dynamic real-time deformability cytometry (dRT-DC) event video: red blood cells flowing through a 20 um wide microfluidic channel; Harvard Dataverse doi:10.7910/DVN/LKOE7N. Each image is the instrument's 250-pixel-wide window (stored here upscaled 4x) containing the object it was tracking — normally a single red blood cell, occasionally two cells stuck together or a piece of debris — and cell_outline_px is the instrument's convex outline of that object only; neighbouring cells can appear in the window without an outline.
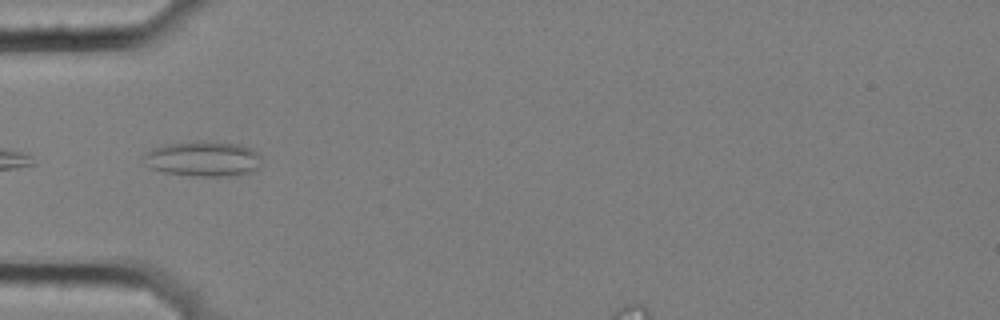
{"species": "common noctule bat (a hibernating species)", "species_latin": "Nyctalus noctula", "temperature_condition": "cold", "stored_images_in_passage": 15, "camera_frame_rate_fps": 3000, "um_per_image_px": 0.085, "animal": {"sex": "female", "body_mass_g": 25.1}, "frame": {"image": 1, "passage_image": 5, "time_ms": 1.333, "image_size_px": [1000, 320], "cell_outline_px": [[260, 164], [252, 172], [236, 176], [196, 176], [164, 172], [152, 168], [144, 164], [144, 156], [152, 148], [164, 144], [240, 144], [252, 148], [260, 156]], "centroid_in_image_um": [17.29, 13.55], "position_along_channel_um": 67.7, "area_um2": 23.29}}
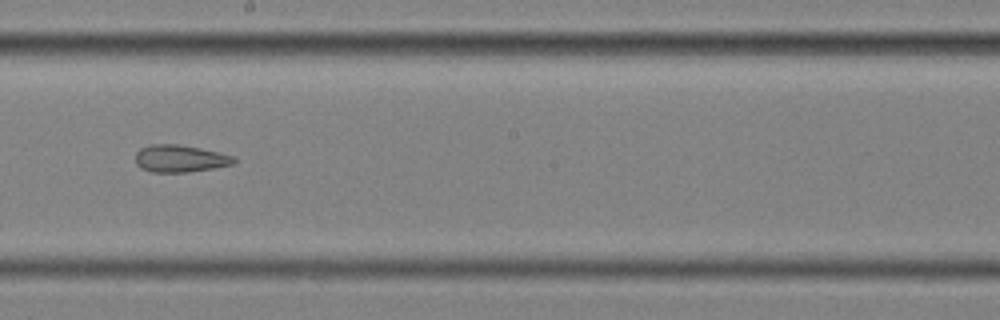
{"frame": {"image": 2, "passage_image": 9, "time_ms": 2.667, "image_size_px": [1000, 320], "cell_outline_px": [[236, 160], [232, 164], [212, 168], [188, 172], [152, 172], [140, 168], [136, 164], [136, 152], [140, 148], [152, 144], [176, 144], [200, 148], [220, 152], [232, 156]], "centroid_in_image_um": [15.27, 13.47], "position_along_channel_um": 232.9, "area_um2": 15.55}}
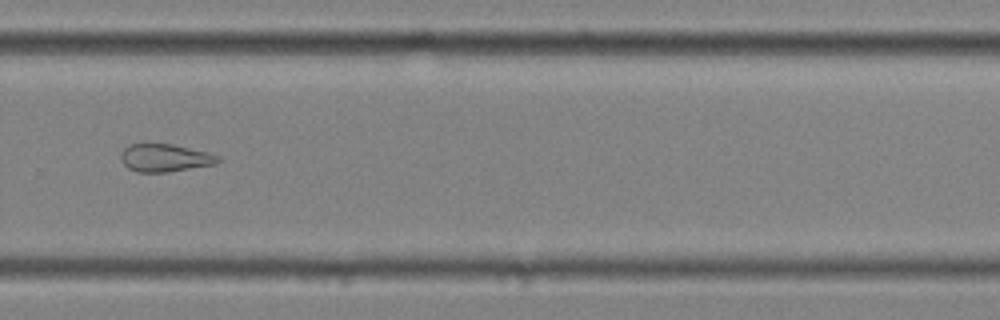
{"frame": {"image": 3, "passage_image": 11, "time_ms": 3.333, "image_size_px": [1000, 320], "cell_outline_px": [[220, 160], [216, 164], [168, 172], [136, 172], [128, 168], [120, 160], [120, 152], [128, 144], [144, 140], [172, 144], [208, 152], [220, 156]], "centroid_in_image_um": [13.94, 13.37], "position_along_channel_um": 315.9, "area_um2": 16.47}}